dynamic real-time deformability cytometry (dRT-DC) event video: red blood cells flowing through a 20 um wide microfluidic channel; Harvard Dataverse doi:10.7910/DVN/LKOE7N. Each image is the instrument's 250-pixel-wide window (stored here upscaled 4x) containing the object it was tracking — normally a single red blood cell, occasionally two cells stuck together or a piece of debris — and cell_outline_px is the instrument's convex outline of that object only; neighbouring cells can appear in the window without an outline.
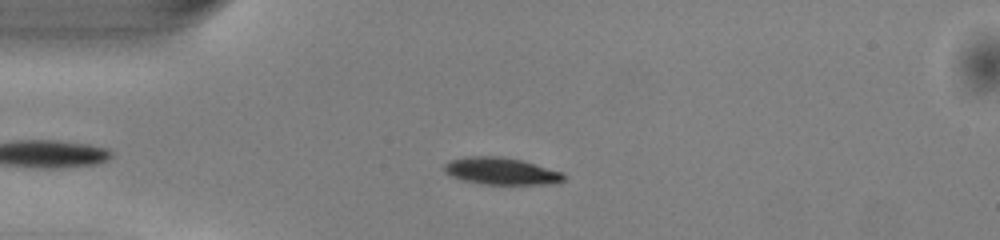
{"species": "common noctule bat (a hibernating species)", "species_latin": "Nyctalus noctula", "temperature_condition": "warm", "stored_images_in_passage": 38, "camera_frame_rate_fps": 3000, "um_per_image_px": 0.085, "animal": {"sex": "male", "body_mass_g": 13.0, "forearm_length_mm": 53.1}, "frame": {"image": 1, "passage_image": 4, "time_ms": 1.0, "image_size_px": [1000, 240], "cell_outline_px": [[568, 176], [560, 184], [480, 184], [460, 180], [444, 172], [444, 164], [448, 160], [468, 156], [504, 156], [536, 164], [564, 172]], "centroid_in_image_um": [42.63, 14.55], "position_along_channel_um": 42.4, "area_um2": 19.31}}
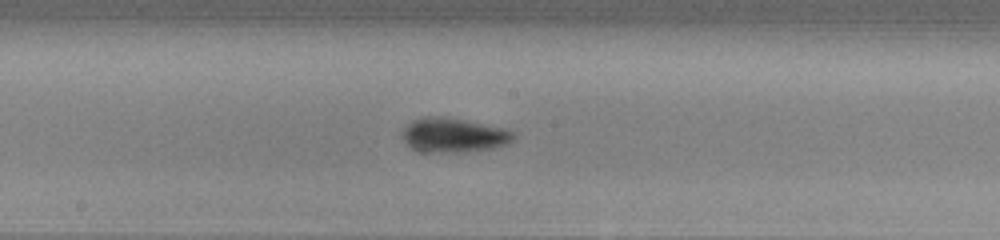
{"frame": {"image": 2, "passage_image": 18, "time_ms": 5.667, "image_size_px": [1000, 240], "cell_outline_px": [[516, 140], [508, 144], [492, 148], [468, 152], [420, 152], [412, 148], [400, 136], [400, 132], [412, 120], [420, 116], [448, 116], [504, 128], [512, 132], [516, 136]], "centroid_in_image_um": [38.54, 11.48], "position_along_channel_um": 209.7, "area_um2": 22.83}}
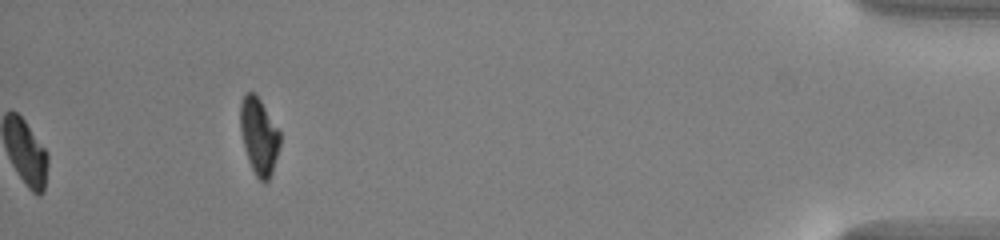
{"frame": {"image": 3, "passage_image": 38, "time_ms": 12.333, "image_size_px": [1000, 240], "cell_outline_px": [[280, 144], [272, 172], [268, 180], [264, 184], [256, 176], [248, 160], [244, 148], [240, 132], [240, 104], [244, 96], [248, 92], [252, 92], [260, 100], [280, 132]], "centroid_in_image_um": [22.0, 11.6], "position_along_channel_um": 413.2, "area_um2": 17.51}, "authors_computed_cell_mechanics": {"area_um2": 20.0566, "velocity_mm_per_s": 4.076, "shape_relaxation_time_tau1_ms": 2.4341, "shape_relaxation_time_tau2_ms": 11.0675, "deformation_change_tau1": 0.1302, "deformation_change_tau2": 0.1463}}